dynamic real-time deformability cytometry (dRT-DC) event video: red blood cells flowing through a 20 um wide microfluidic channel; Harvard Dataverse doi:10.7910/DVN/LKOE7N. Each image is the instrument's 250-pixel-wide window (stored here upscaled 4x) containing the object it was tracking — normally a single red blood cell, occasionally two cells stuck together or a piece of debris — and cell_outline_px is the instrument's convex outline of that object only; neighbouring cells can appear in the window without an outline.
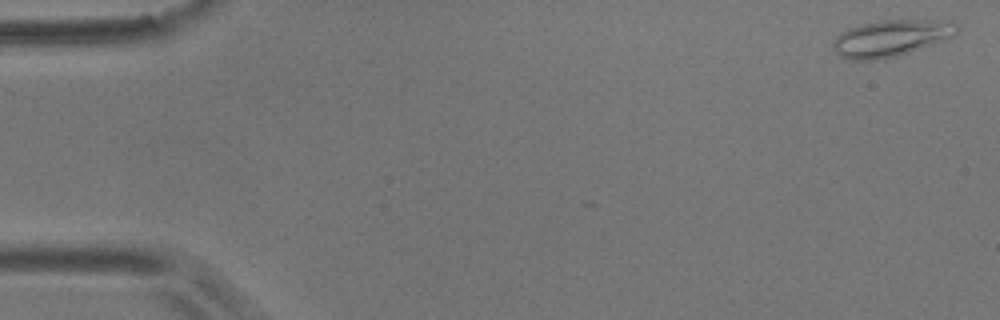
{"species": "common noctule bat (a hibernating species)", "species_latin": "Nyctalus noctula", "temperature_condition": "room temperature", "stored_images_in_passage": 5, "camera_frame_rate_fps": 3000, "um_per_image_px": 0.085, "animal": {"sex": "male", "body_mass_g": 17.9}, "frame": {"image": 1, "passage_image": 1, "time_ms": 0.0, "image_size_px": [1000, 320], "cell_outline_px": [[960, 28], [956, 36], [948, 40], [896, 56], [876, 60], [852, 60], [840, 56], [836, 52], [832, 44], [832, 40], [836, 36], [848, 28], [880, 20], [952, 20]], "centroid_in_image_um": [75.8, 3.24], "position_along_channel_um": 9.2, "area_um2": 26.7}}